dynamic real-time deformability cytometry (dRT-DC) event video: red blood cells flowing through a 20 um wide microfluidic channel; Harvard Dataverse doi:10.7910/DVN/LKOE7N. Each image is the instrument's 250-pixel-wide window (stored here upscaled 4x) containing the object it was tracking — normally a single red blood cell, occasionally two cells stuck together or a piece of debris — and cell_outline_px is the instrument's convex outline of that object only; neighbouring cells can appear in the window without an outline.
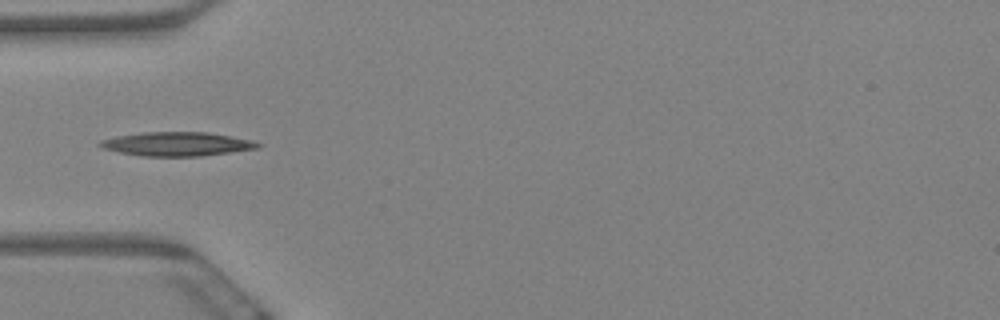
{"species": "Egyptian fruit bat (a non-hibernating species)", "species_latin": "Rousettus aegyptiacus", "temperature_condition": "warm", "stored_images_in_passage": 5, "camera_frame_rate_fps": 3000, "um_per_image_px": 0.085, "animal": {"sex": "female"}, "frame": {"image": 1, "passage_image": 5, "time_ms": 1.333, "image_size_px": [1000, 320], "cell_outline_px": [[264, 144], [256, 148], [200, 156], [140, 156], [120, 152], [104, 148], [96, 144], [100, 140], [116, 136], [144, 132], [208, 132], [252, 140]], "centroid_in_image_um": [15.01, 12.23], "position_along_channel_um": 70.0, "area_um2": 21.85}}